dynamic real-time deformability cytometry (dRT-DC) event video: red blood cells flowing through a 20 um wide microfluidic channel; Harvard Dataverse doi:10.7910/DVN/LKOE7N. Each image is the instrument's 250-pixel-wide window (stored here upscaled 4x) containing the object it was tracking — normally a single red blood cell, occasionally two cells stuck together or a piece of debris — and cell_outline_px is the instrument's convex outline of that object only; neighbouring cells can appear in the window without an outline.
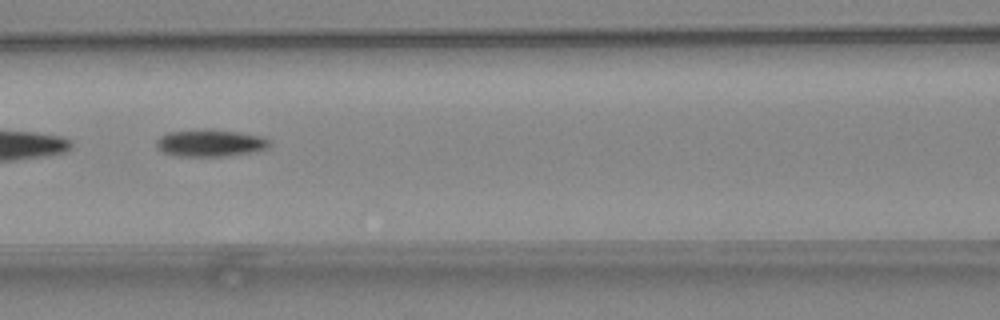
{"species": "common noctule bat (a hibernating species)", "species_latin": "Nyctalus noctula", "temperature_condition": "warm", "stored_images_in_passage": 39, "segment_of_instrument_passage": [2, 2], "camera_frame_rate_fps": 3000, "um_per_image_px": 0.085, "animal": {"sex": "female", "body_mass_g": 24.6, "forearm_length_mm": 56.2}, "frame": {"image": 1, "passage_image": 13, "time_ms": 4.0, "image_size_px": [1000, 320], "cell_outline_px": [[272, 144], [268, 148], [248, 152], [220, 156], [176, 156], [164, 152], [156, 148], [156, 140], [160, 136], [168, 132], [204, 128], [212, 128], [264, 136], [272, 140]], "centroid_in_image_um": [17.87, 12.13], "position_along_channel_um": 148.7, "area_um2": 18.15}}
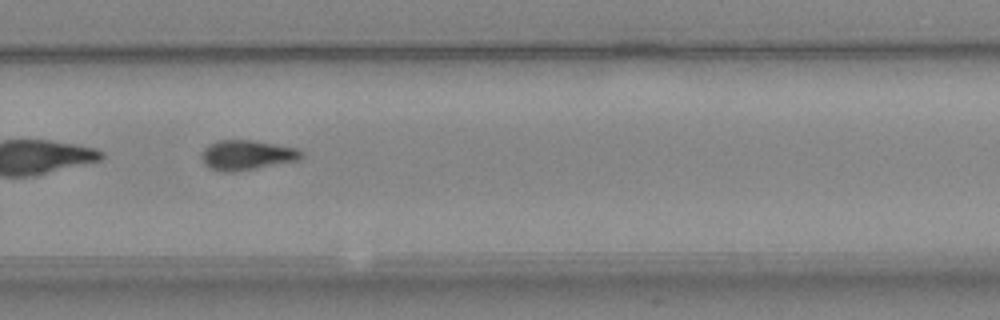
{"frame": {"image": 2, "passage_image": 24, "time_ms": 7.667, "image_size_px": [1000, 320], "cell_outline_px": [[304, 156], [300, 160], [236, 172], [220, 172], [208, 168], [200, 160], [200, 156], [204, 148], [208, 144], [220, 140], [252, 140], [296, 148], [304, 152]], "centroid_in_image_um": [20.95, 13.2], "position_along_channel_um": 308.8, "area_um2": 17.69}}
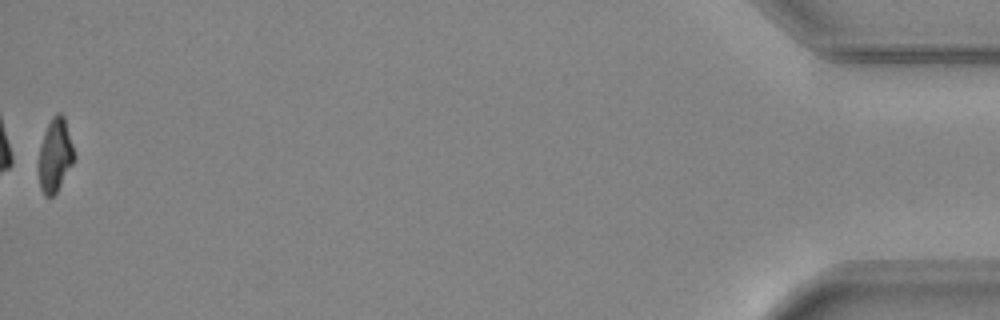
{"frame": {"image": 3, "passage_image": 39, "time_ms": 12.667, "image_size_px": [1000, 320], "cell_outline_px": [[76, 156], [72, 164], [56, 192], [52, 196], [44, 196], [40, 188], [36, 164], [44, 132], [52, 116], [56, 112], [60, 112], [64, 116]], "centroid_in_image_um": [4.65, 13.19], "position_along_channel_um": 430.5, "area_um2": 15.43}}